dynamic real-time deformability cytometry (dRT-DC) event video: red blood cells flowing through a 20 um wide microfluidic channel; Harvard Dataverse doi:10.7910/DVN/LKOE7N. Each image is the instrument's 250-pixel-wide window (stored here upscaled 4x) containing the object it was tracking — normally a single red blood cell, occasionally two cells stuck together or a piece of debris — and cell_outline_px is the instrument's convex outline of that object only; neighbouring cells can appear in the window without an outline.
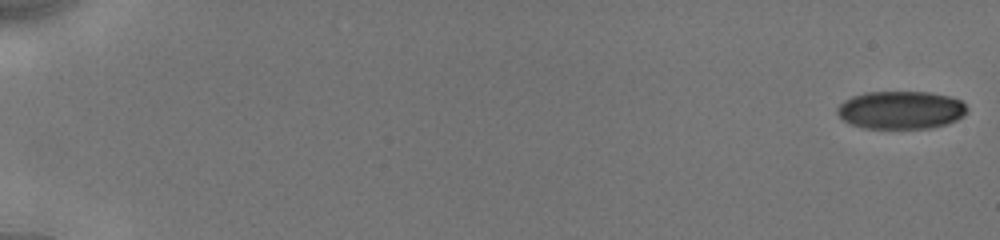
{"species": "human", "species_latin": "Homo sapiens", "temperature_condition": "cold", "stored_images_in_passage": 20, "camera_frame_rate_fps": 3000, "um_per_image_px": 0.085, "donor": {"sex": "male"}, "frame": {"image": 1, "passage_image": 1, "time_ms": 0.0, "image_size_px": [1000, 240], "cell_outline_px": [[968, 112], [964, 116], [948, 124], [932, 128], [864, 128], [848, 124], [836, 112], [836, 108], [844, 100], [852, 96], [864, 92], [928, 92], [948, 96], [960, 100], [968, 108]], "centroid_in_image_um": [76.57, 9.35], "position_along_channel_um": 8.4, "area_um2": 28.96}}
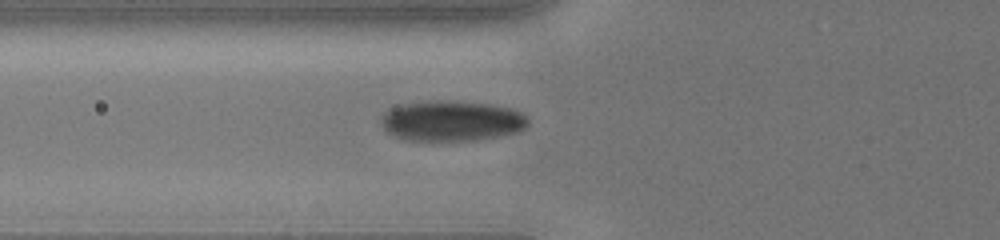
{"frame": {"image": 2, "passage_image": 15, "time_ms": 7.0, "image_size_px": [1000, 240], "cell_outline_px": [[528, 124], [524, 128], [516, 132], [476, 140], [408, 140], [396, 136], [388, 132], [380, 124], [380, 116], [388, 108], [404, 104], [432, 100], [456, 100], [492, 104], [512, 108], [524, 112], [528, 116]], "centroid_in_image_um": [38.4, 10.25], "position_along_channel_um": 87.4, "area_um2": 34.97}}
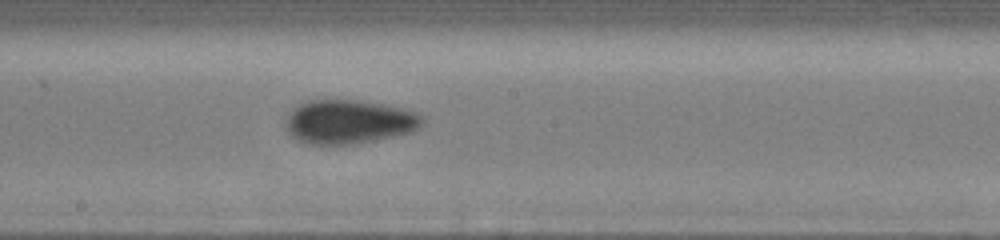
{"frame": {"image": 3, "passage_image": 20, "time_ms": 10.333, "image_size_px": [1000, 240], "cell_outline_px": [[424, 124], [420, 128], [412, 132], [352, 144], [304, 144], [296, 140], [284, 128], [284, 120], [288, 112], [296, 104], [308, 100], [360, 100], [384, 104], [416, 112], [424, 116]], "centroid_in_image_um": [29.6, 10.34], "position_along_channel_um": 218.6, "area_um2": 35.49}}